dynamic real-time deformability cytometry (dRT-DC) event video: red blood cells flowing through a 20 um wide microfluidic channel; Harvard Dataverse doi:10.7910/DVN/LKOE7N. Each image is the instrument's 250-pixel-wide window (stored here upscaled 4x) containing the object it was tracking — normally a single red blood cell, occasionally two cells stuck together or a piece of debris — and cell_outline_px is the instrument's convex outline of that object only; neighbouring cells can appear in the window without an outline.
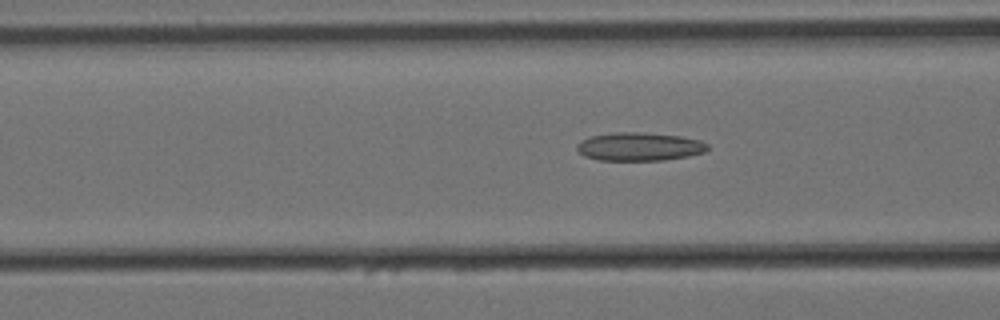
{"species": "Egyptian fruit bat (a non-hibernating species)", "species_latin": "Rousettus aegyptiacus", "temperature_condition": "cold", "stored_images_in_passage": 34, "camera_frame_rate_fps": 3000, "um_per_image_px": 0.085, "animal": {"sex": "female"}, "frame": {"image": 1, "passage_image": 8, "time_ms": 2.333, "image_size_px": [1000, 320], "cell_outline_px": [[708, 148], [700, 152], [684, 156], [656, 160], [604, 160], [588, 156], [580, 152], [580, 144], [584, 140], [596, 136], [676, 136], [696, 140], [704, 144]], "centroid_in_image_um": [54.38, 12.54], "position_along_channel_um": 112.2, "area_um2": 18.67}}
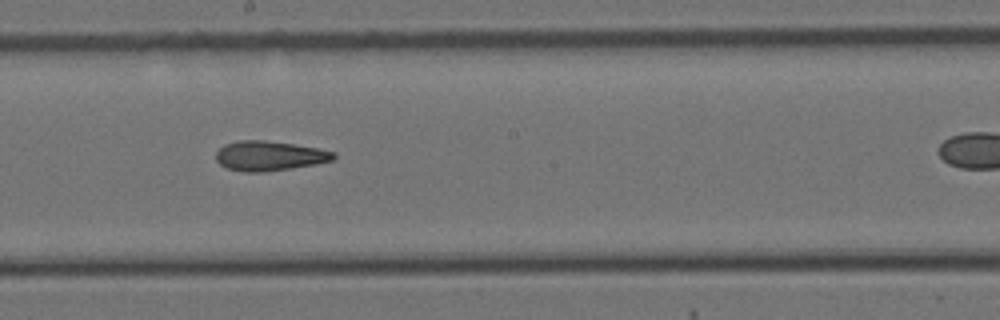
{"frame": {"image": 2, "passage_image": 18, "time_ms": 5.667, "image_size_px": [1000, 320], "cell_outline_px": [[336, 156], [332, 160], [284, 168], [228, 168], [220, 164], [216, 160], [216, 152], [220, 148], [228, 144], [248, 140], [256, 140], [288, 144], [316, 148], [332, 152]], "centroid_in_image_um": [22.89, 13.19], "position_along_channel_um": 225.3, "area_um2": 18.15}}
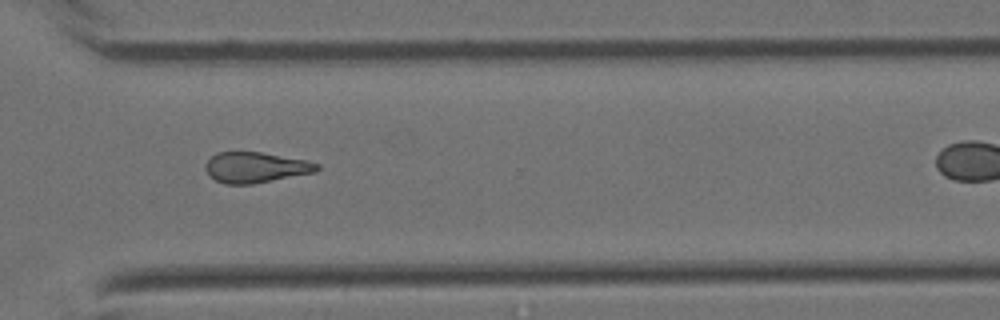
{"frame": {"image": 3, "passage_image": 29, "time_ms": 9.333, "image_size_px": [1000, 320], "cell_outline_px": [[320, 168], [312, 172], [248, 184], [228, 184], [216, 180], [208, 172], [208, 160], [212, 156], [220, 152], [260, 152], [304, 160], [316, 164]], "centroid_in_image_um": [21.7, 14.21], "position_along_channel_um": 348.9, "area_um2": 18.84}}